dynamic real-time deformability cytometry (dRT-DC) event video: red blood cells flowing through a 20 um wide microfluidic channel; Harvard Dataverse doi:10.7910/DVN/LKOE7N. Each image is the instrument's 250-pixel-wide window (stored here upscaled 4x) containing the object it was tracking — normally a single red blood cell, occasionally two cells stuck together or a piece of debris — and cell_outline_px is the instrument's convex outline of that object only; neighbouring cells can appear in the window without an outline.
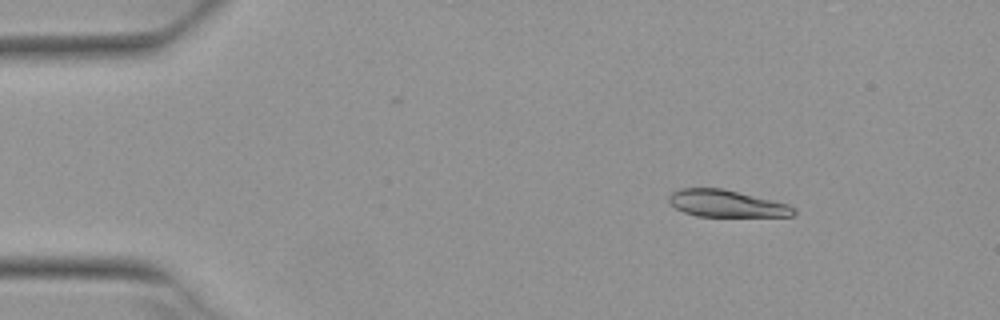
{"species": "Egyptian fruit bat (a non-hibernating species)", "species_latin": "Rousettus aegyptiacus", "temperature_condition": "warm", "stored_images_in_passage": 4, "camera_frame_rate_fps": 3000, "um_per_image_px": 0.085, "animal": {"sex": "female"}, "frame": {"image": 1, "passage_image": 1, "time_ms": 0.0, "image_size_px": [1000, 320], "cell_outline_px": [[796, 212], [792, 216], [696, 216], [684, 212], [676, 208], [668, 200], [668, 196], [672, 192], [680, 188], [720, 188], [788, 204]], "centroid_in_image_um": [61.69, 17.3], "position_along_channel_um": 23.3, "area_um2": 19.25}}
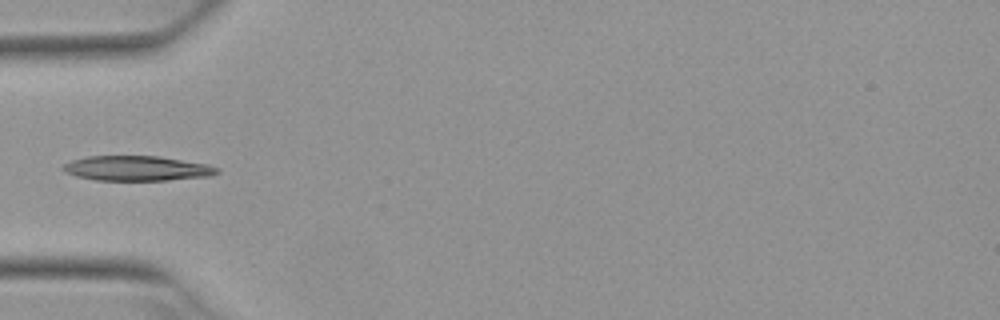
{"frame": {"image": 2, "passage_image": 3, "time_ms": 0.667, "image_size_px": [1000, 320], "cell_outline_px": [[220, 172], [212, 176], [168, 180], [96, 180], [76, 176], [64, 172], [64, 164], [72, 160], [88, 156], [160, 156], [208, 164], [220, 168]], "centroid_in_image_um": [11.7, 14.31], "position_along_channel_um": 73.3, "area_um2": 22.43}}
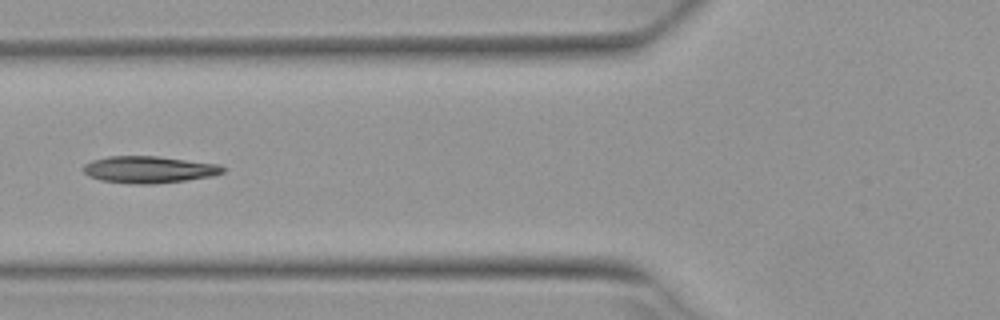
{"frame": {"image": 3, "passage_image": 4, "time_ms": 1.0, "image_size_px": [1000, 320], "cell_outline_px": [[224, 172], [212, 176], [184, 180], [152, 184], [132, 184], [100, 180], [88, 176], [84, 172], [84, 164], [92, 160], [108, 156], [156, 156], [220, 164], [224, 168]], "centroid_in_image_um": [12.64, 14.41], "position_along_channel_um": 113.2, "area_um2": 21.79}}